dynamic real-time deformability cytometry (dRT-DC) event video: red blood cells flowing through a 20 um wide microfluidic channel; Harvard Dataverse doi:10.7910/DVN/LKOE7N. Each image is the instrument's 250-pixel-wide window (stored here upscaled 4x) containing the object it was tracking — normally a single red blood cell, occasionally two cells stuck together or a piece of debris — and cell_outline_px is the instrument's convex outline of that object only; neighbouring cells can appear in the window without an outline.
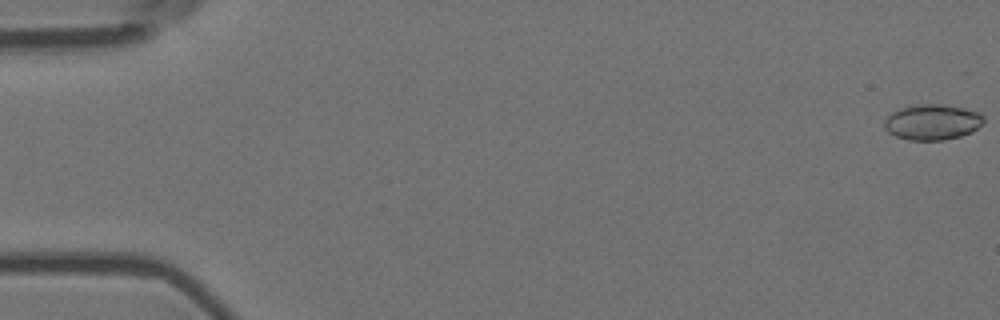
{"species": "Egyptian fruit bat (a non-hibernating species)", "species_latin": "Rousettus aegyptiacus", "temperature_condition": "room temperature", "stored_images_in_passage": 8, "camera_frame_rate_fps": 3000, "um_per_image_px": 0.085, "animal": {"sex": "female"}, "frame": {"image": 1, "passage_image": 1, "time_ms": 0.0, "image_size_px": [1000, 320], "cell_outline_px": [[984, 124], [972, 132], [960, 136], [944, 140], [908, 140], [896, 136], [888, 132], [884, 128], [884, 120], [892, 112], [900, 108], [916, 104], [944, 104], [964, 108], [980, 112], [984, 116]], "centroid_in_image_um": [79.27, 10.37], "position_along_channel_um": 5.7, "area_um2": 20.87}}